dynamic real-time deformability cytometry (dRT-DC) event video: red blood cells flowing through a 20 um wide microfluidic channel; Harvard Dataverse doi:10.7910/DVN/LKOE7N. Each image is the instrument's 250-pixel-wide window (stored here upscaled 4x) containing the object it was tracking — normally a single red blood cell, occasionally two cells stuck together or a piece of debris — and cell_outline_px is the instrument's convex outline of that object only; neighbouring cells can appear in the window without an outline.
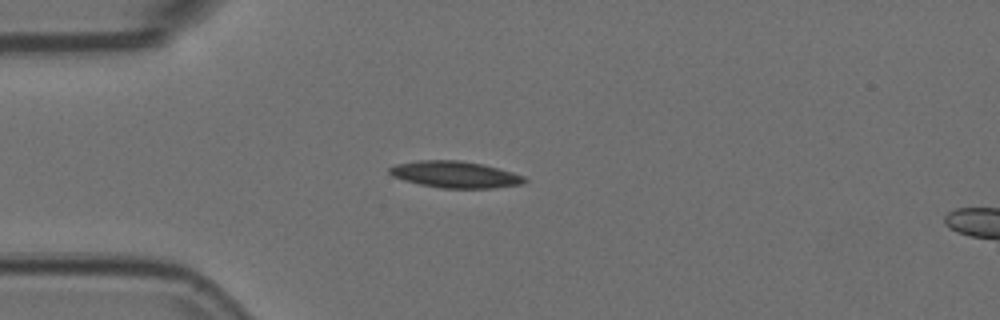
{"species": "Egyptian fruit bat (a non-hibernating species)", "species_latin": "Rousettus aegyptiacus", "temperature_condition": "room temperature", "stored_images_in_passage": 4, "camera_frame_rate_fps": 3000, "um_per_image_px": 0.085, "animal": {"sex": "female"}, "frame": {"image": 1, "passage_image": 3, "time_ms": 0.667, "image_size_px": [1000, 320], "cell_outline_px": [[528, 180], [524, 184], [492, 188], [440, 188], [420, 184], [404, 180], [392, 176], [388, 172], [388, 168], [396, 164], [420, 160], [460, 160], [480, 164], [512, 172], [524, 176]], "centroid_in_image_um": [38.68, 14.84], "position_along_channel_um": 46.3, "area_um2": 20.87}}